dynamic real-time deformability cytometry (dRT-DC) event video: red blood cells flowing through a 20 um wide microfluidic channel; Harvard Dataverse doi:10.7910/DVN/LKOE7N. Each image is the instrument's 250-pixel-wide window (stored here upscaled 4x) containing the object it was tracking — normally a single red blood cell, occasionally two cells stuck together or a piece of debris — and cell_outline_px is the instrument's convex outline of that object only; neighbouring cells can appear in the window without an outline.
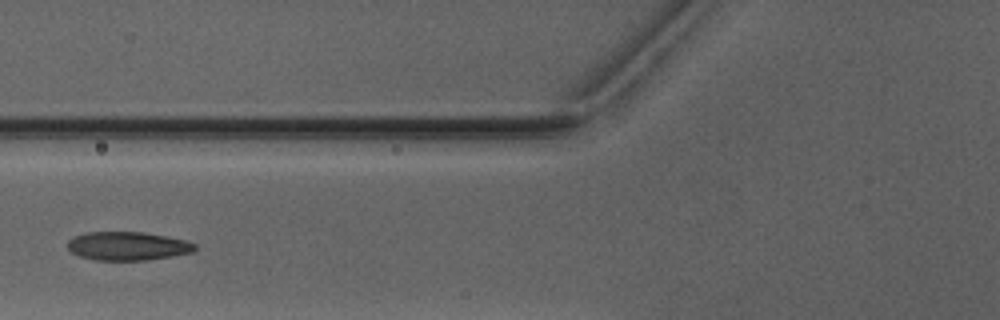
{"species": "Egyptian fruit bat (a non-hibernating species)", "species_latin": "Rousettus aegyptiacus", "temperature_condition": "warm", "stored_images_in_passage": 5, "camera_frame_rate_fps": 3000, "um_per_image_px": 0.085, "animal": {"sex": "male"}, "frame": {"image": 1, "passage_image": 4, "time_ms": 3.667, "image_size_px": [1000, 320], "cell_outline_px": [[196, 248], [192, 252], [172, 256], [144, 260], [96, 260], [80, 256], [72, 252], [68, 248], [68, 240], [76, 236], [88, 232], [144, 232], [168, 236], [184, 240], [196, 244]], "centroid_in_image_um": [10.87, 20.91], "position_along_channel_um": 114.9, "area_um2": 21.04}}
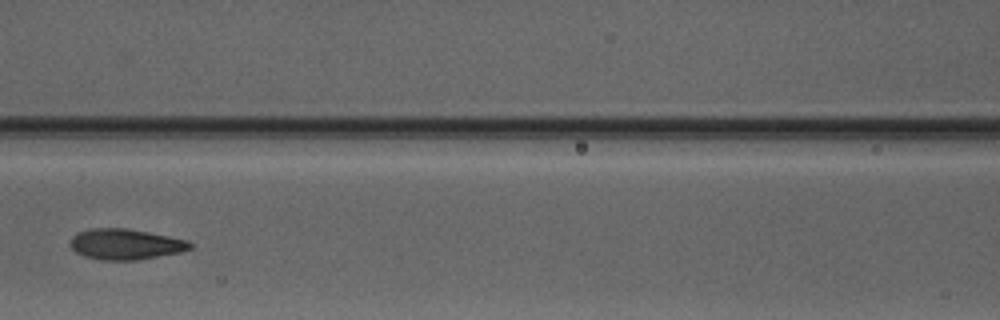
{"frame": {"image": 2, "passage_image": 5, "time_ms": 4.667, "image_size_px": [1000, 320], "cell_outline_px": [[192, 248], [180, 252], [136, 260], [100, 260], [84, 256], [76, 252], [72, 248], [72, 236], [76, 232], [92, 228], [124, 228], [148, 232], [188, 240], [192, 244]], "centroid_in_image_um": [10.66, 20.76], "position_along_channel_um": 155.9, "area_um2": 21.27}}